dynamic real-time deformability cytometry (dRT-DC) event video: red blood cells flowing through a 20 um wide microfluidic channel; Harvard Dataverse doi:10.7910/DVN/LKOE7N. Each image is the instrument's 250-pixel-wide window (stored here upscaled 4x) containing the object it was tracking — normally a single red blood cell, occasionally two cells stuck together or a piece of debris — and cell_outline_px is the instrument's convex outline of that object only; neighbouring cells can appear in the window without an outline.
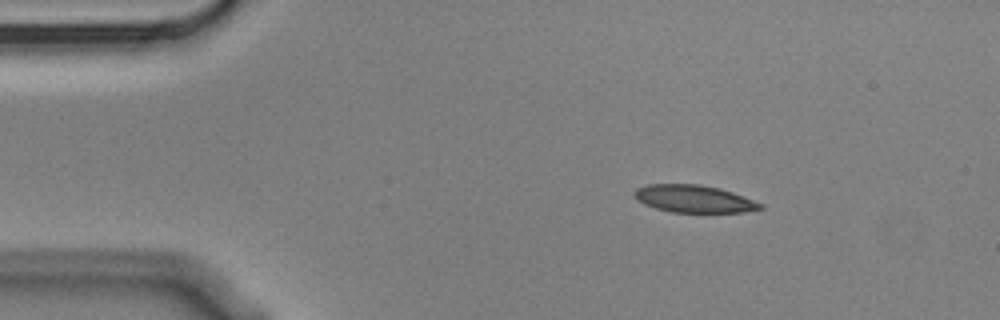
{"species": "Egyptian fruit bat (a non-hibernating species)", "species_latin": "Rousettus aegyptiacus", "temperature_condition": "cold", "stored_images_in_passage": 4, "camera_frame_rate_fps": 3000, "um_per_image_px": 0.085, "animal": {"sex": "male"}, "frame": {"image": 1, "passage_image": 4, "time_ms": 1.0, "image_size_px": [1000, 320], "cell_outline_px": [[764, 208], [744, 212], [672, 212], [656, 208], [644, 204], [636, 200], [632, 192], [636, 188], [648, 184], [700, 184], [720, 188], [732, 192], [764, 204]], "centroid_in_image_um": [58.96, 16.89], "position_along_channel_um": 26.0, "area_um2": 20.23}}